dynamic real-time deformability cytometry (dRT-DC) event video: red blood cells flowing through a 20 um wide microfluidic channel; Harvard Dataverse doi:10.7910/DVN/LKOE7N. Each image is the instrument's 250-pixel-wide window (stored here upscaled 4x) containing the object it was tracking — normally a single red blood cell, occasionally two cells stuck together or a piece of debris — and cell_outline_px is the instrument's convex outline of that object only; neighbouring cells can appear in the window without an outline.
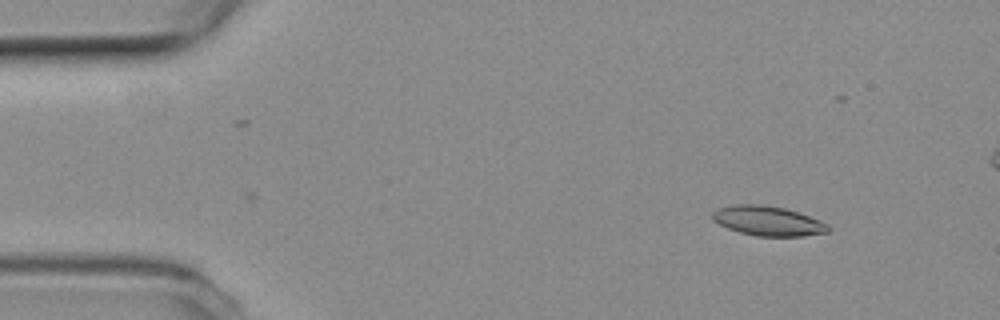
{"species": "common noctule bat (a hibernating species)", "species_latin": "Nyctalus noctula", "temperature_condition": "room temperature", "stored_images_in_passage": 36, "camera_frame_rate_fps": 3000, "um_per_image_px": 0.085, "animal": {"sex": "female", "body_mass_g": 19.3, "forearm_length_mm": 54.1}, "frame": {"image": 1, "passage_image": 1, "time_ms": 0.0, "image_size_px": [1000, 320], "cell_outline_px": [[828, 232], [804, 236], [756, 236], [740, 232], [728, 228], [712, 220], [712, 212], [716, 208], [732, 204], [760, 204], [784, 208], [820, 220], [828, 224]], "centroid_in_image_um": [65.23, 18.77], "position_along_channel_um": 19.8, "area_um2": 19.94}}
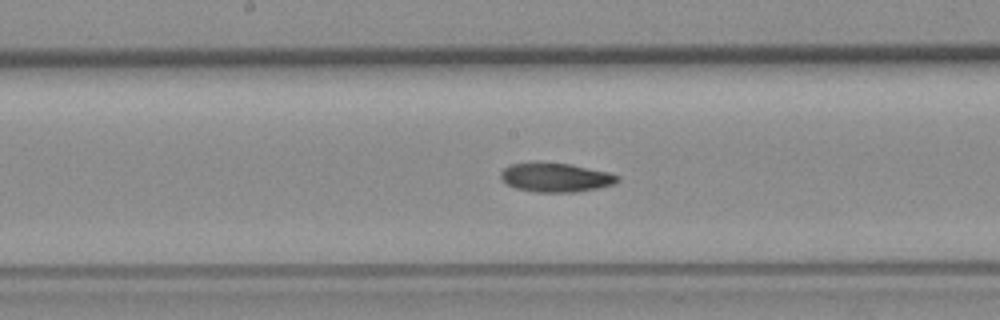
{"frame": {"image": 2, "passage_image": 22, "time_ms": 7.0, "image_size_px": [1000, 320], "cell_outline_px": [[620, 180], [616, 184], [576, 192], [536, 192], [516, 188], [508, 184], [500, 176], [500, 172], [508, 164], [568, 164], [608, 172], [620, 176]], "centroid_in_image_um": [47.28, 15.11], "position_along_channel_um": 200.9, "area_um2": 19.25}}
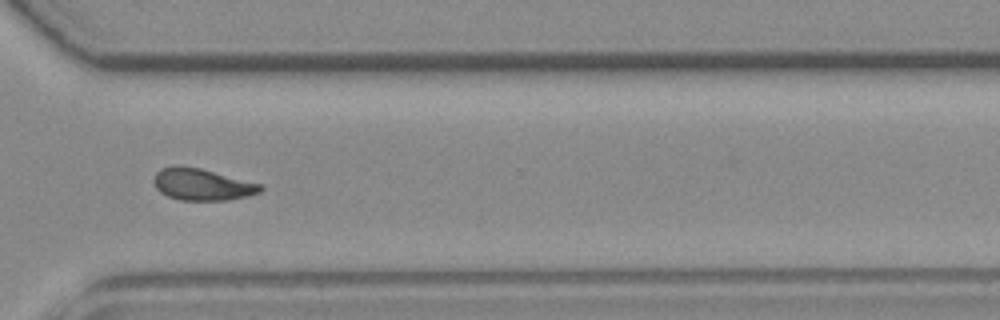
{"frame": {"image": 3, "passage_image": 34, "time_ms": 11.0, "image_size_px": [1000, 320], "cell_outline_px": [[264, 188], [260, 192], [248, 196], [228, 200], [180, 200], [168, 196], [160, 192], [156, 188], [152, 180], [156, 172], [160, 168], [200, 168], [264, 184]], "centroid_in_image_um": [17.24, 15.71], "position_along_channel_um": 353.4, "area_um2": 19.54}, "authors_computed_cell_mechanics": {"area_um2": 19.8543, "velocity_mm_per_s": 3.8119, "shape_relaxation_time_tau1_ms": null, "shape_relaxation_time_tau2_ms": 4.5043, "deformation_change_tau1": null, "deformation_change_tau2": 0.1084}}